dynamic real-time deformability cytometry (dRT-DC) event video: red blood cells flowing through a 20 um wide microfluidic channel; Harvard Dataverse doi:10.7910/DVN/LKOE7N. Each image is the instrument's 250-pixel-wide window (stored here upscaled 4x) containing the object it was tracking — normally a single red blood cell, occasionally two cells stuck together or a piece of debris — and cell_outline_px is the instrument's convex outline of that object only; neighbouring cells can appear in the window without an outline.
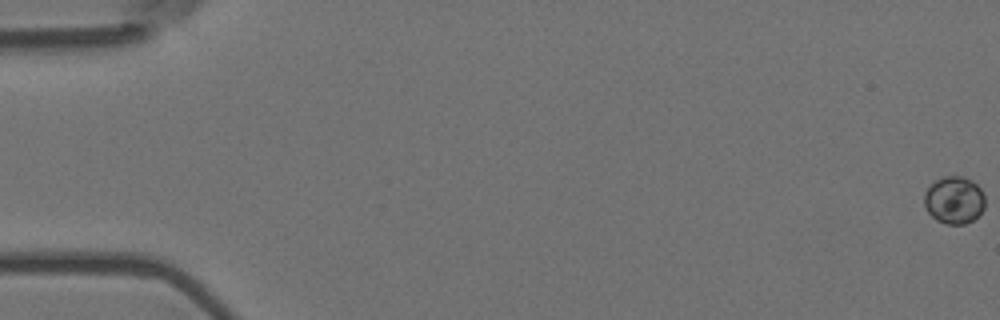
{"species": "Egyptian fruit bat (a non-hibernating species)", "species_latin": "Rousettus aegyptiacus", "temperature_condition": "room temperature", "stored_images_in_passage": 6, "camera_frame_rate_fps": 3000, "um_per_image_px": 0.085, "animal": {"sex": "female"}, "frame": {"image": 1, "passage_image": 1, "time_ms": 0.0, "image_size_px": [1000, 320], "cell_outline_px": [[984, 208], [972, 220], [964, 224], [944, 224], [936, 220], [928, 212], [924, 204], [924, 192], [936, 180], [944, 176], [960, 176], [972, 180], [980, 188], [984, 196]], "centroid_in_image_um": [81.09, 17.01], "position_along_channel_um": 3.9, "area_um2": 16.7}}
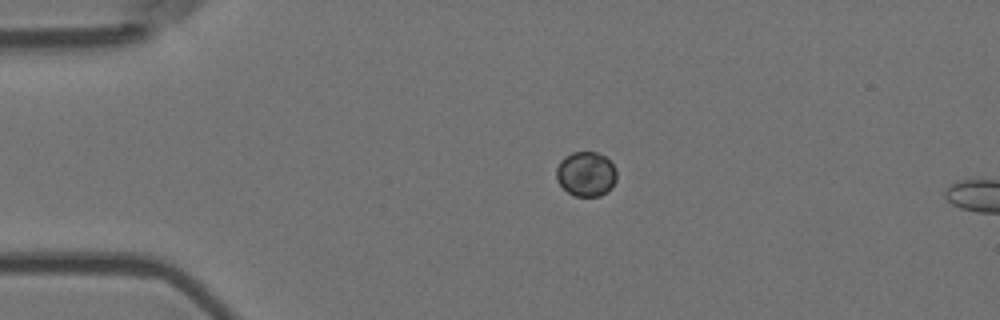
{"frame": {"image": 2, "passage_image": 5, "time_ms": 1.333, "image_size_px": [1000, 320], "cell_outline_px": [[616, 180], [612, 188], [608, 192], [600, 196], [576, 196], [568, 192], [556, 180], [556, 168], [560, 160], [564, 156], [572, 152], [596, 152], [604, 156], [616, 168]], "centroid_in_image_um": [49.81, 14.79], "position_along_channel_um": 35.2, "area_um2": 15.84}}